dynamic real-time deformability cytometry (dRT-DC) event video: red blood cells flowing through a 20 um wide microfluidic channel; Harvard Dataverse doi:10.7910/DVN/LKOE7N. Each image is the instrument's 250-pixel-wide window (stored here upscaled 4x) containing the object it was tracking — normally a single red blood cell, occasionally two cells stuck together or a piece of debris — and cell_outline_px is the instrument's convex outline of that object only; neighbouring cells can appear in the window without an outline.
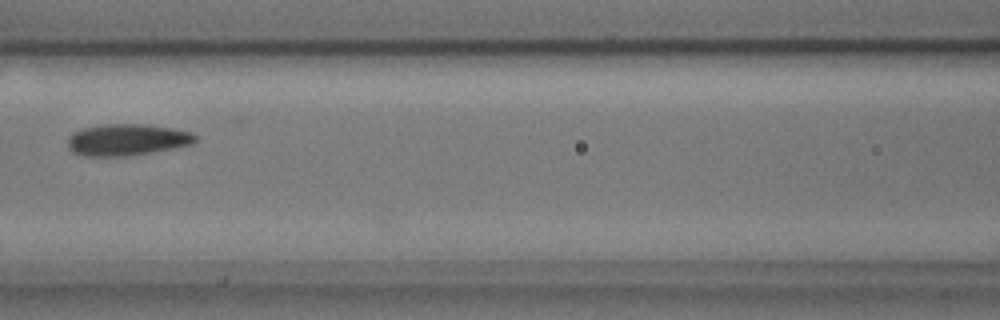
{"species": "common noctule bat (a hibernating species)", "species_latin": "Nyctalus noctula", "temperature_condition": "cold", "stored_images_in_passage": 6, "camera_frame_rate_fps": 3000, "um_per_image_px": 0.085, "animal": {"sex": "male", "body_mass_g": 17.9, "forearm_length_mm": 54.2}, "frame": {"image": 1, "passage_image": 6, "time_ms": 1.667, "image_size_px": [1000, 320], "cell_outline_px": [[196, 140], [192, 144], [172, 148], [124, 156], [84, 156], [72, 152], [68, 148], [68, 136], [72, 132], [80, 128], [104, 124], [148, 124], [172, 128], [192, 132], [196, 136]], "centroid_in_image_um": [10.74, 11.86], "position_along_channel_um": 155.9, "area_um2": 23.52}}